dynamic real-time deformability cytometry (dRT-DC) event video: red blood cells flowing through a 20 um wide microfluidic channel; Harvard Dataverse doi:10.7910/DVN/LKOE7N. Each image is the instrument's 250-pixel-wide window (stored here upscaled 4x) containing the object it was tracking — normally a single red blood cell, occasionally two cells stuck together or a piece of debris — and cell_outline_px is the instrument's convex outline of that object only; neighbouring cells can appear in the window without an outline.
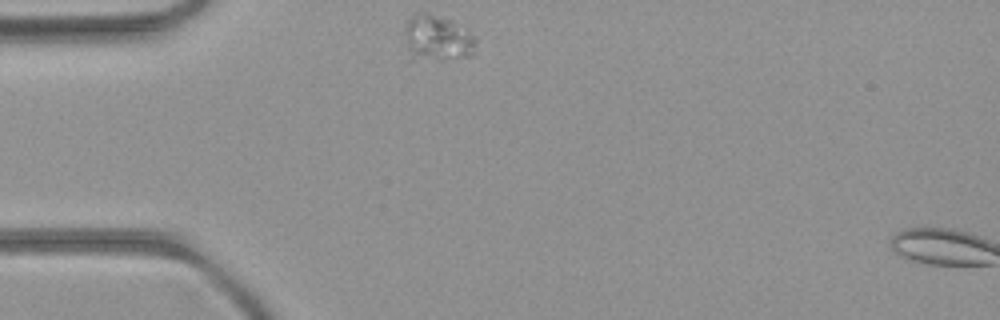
{"species": "common noctule bat (a hibernating species)", "species_latin": "Nyctalus noctula", "temperature_condition": "room temperature", "stored_images_in_passage": 3, "camera_frame_rate_fps": 3000, "um_per_image_px": 0.085, "animal": {"sex": "female", "body_mass_g": 21.9}, "frame": {"image": 1, "passage_image": 1, "time_ms": 0.0, "image_size_px": [1000, 320], "cell_outline_px": [[476, 44], [472, 56], [440, 60], [408, 60], [404, 32], [404, 28], [408, 20], [416, 12], [428, 12], [452, 20], [468, 28], [476, 36]], "centroid_in_image_um": [37.16, 3.25], "position_along_channel_um": 47.8, "area_um2": 20.0}}